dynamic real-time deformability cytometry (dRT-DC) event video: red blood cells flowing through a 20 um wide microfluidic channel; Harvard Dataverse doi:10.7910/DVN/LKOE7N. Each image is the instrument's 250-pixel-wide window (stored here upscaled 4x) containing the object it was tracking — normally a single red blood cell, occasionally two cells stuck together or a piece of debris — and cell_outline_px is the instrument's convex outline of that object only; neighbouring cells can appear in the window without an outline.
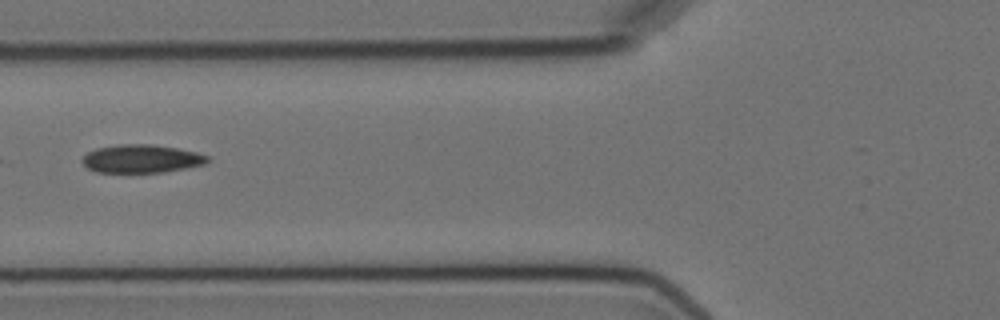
{"species": "Egyptian fruit bat (a non-hibernating species)", "species_latin": "Rousettus aegyptiacus", "temperature_condition": "cold", "stored_images_in_passage": 7, "camera_frame_rate_fps": 3000, "um_per_image_px": 0.085, "animal": {"sex": "female"}, "frame": {"image": 1, "passage_image": 3, "time_ms": 2.333, "image_size_px": [1000, 320], "cell_outline_px": [[208, 160], [204, 164], [164, 172], [96, 172], [88, 168], [80, 160], [88, 152], [96, 148], [116, 144], [152, 144], [176, 148], [196, 152], [208, 156]], "centroid_in_image_um": [11.98, 13.48], "position_along_channel_um": 113.8, "area_um2": 20.46}}
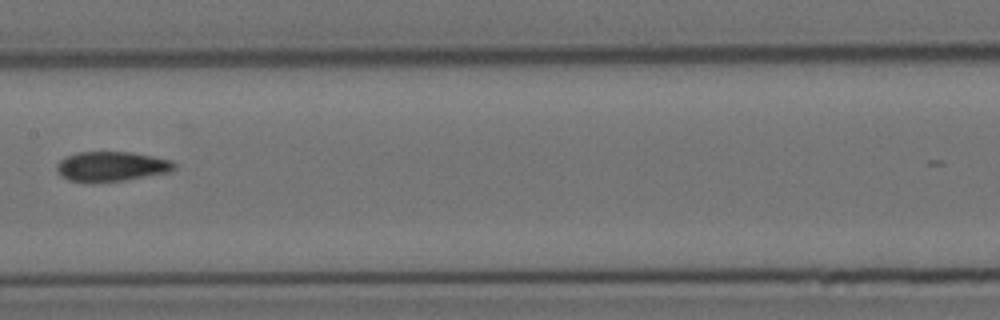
{"frame": {"image": 2, "passage_image": 5, "time_ms": 4.667, "image_size_px": [1000, 320], "cell_outline_px": [[176, 168], [172, 172], [124, 180], [96, 184], [92, 184], [68, 180], [60, 176], [56, 172], [56, 164], [64, 156], [76, 152], [132, 152], [172, 160], [176, 164]], "centroid_in_image_um": [9.43, 14.17], "position_along_channel_um": 198.0, "area_um2": 21.1}}
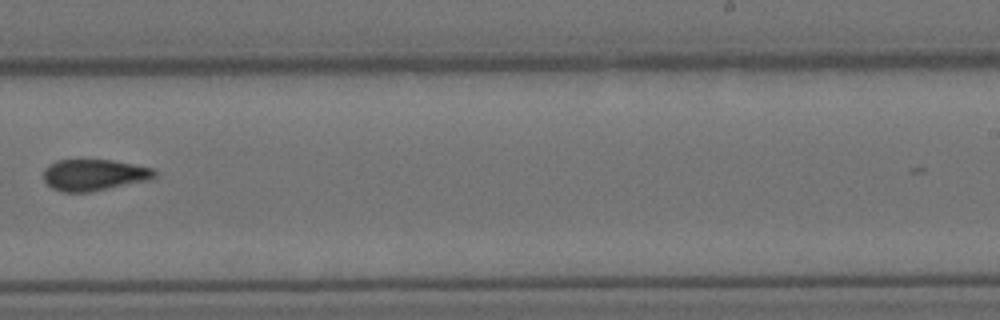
{"frame": {"image": 3, "passage_image": 7, "time_ms": 7.0, "image_size_px": [1000, 320], "cell_outline_px": [[156, 176], [148, 180], [88, 192], [60, 192], [52, 188], [44, 180], [44, 168], [48, 164], [56, 160], [112, 160], [152, 168], [156, 172]], "centroid_in_image_um": [7.95, 14.86], "position_along_channel_um": 281.1, "area_um2": 20.17}}